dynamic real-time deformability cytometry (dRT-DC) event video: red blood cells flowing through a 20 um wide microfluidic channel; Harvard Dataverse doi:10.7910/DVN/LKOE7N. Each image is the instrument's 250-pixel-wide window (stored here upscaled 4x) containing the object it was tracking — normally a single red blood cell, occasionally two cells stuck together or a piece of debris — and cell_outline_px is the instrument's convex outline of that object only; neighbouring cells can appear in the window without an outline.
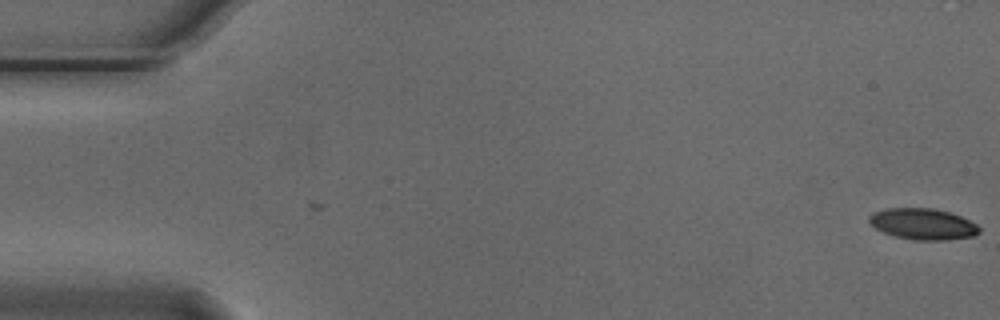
{"species": "Egyptian fruit bat (a non-hibernating species)", "species_latin": "Rousettus aegyptiacus", "temperature_condition": "cold", "stored_images_in_passage": 55, "camera_frame_rate_fps": 3000, "um_per_image_px": 0.085, "animal": {"sex": "male"}, "frame": {"image": 1, "passage_image": 1, "time_ms": 0.0, "image_size_px": [1000, 320], "cell_outline_px": [[980, 232], [972, 236], [944, 240], [912, 240], [896, 236], [884, 232], [876, 228], [868, 220], [868, 216], [872, 212], [884, 208], [932, 208], [948, 212], [960, 216], [976, 224], [980, 228]], "centroid_in_image_um": [78.41, 19.03], "position_along_channel_um": 6.6, "area_um2": 19.88}}
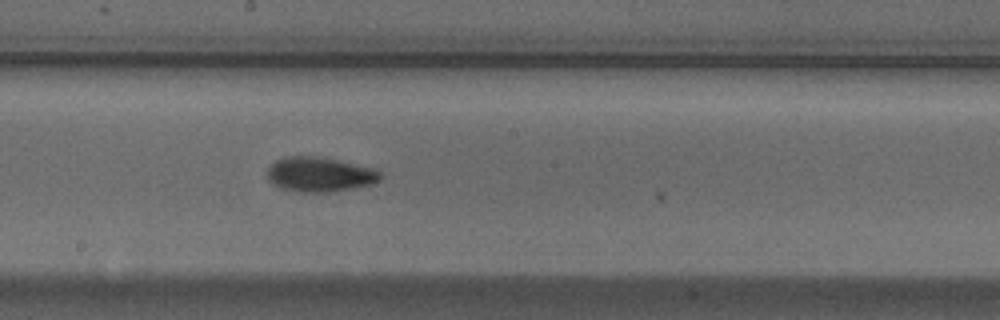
{"frame": {"image": 2, "passage_image": 30, "time_ms": 9.667, "image_size_px": [1000, 320], "cell_outline_px": [[380, 180], [372, 184], [328, 192], [300, 192], [280, 188], [272, 184], [268, 176], [268, 168], [276, 160], [284, 156], [316, 156], [376, 168], [380, 172]], "centroid_in_image_um": [27.16, 14.82], "position_along_channel_um": 221.0, "area_um2": 22.72}}
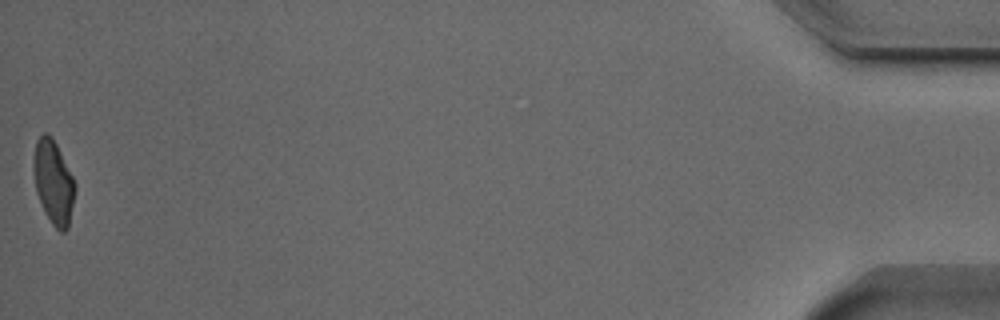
{"frame": {"image": 3, "passage_image": 55, "time_ms": 18.0, "image_size_px": [1000, 320], "cell_outline_px": [[76, 192], [68, 228], [64, 232], [60, 232], [52, 224], [44, 212], [36, 192], [36, 140], [44, 132], [48, 132], [52, 136], [76, 184]], "centroid_in_image_um": [4.6, 15.55], "position_along_channel_um": 430.6, "area_um2": 19.65}, "authors_computed_cell_mechanics": {"area_um2": 20.9814, "velocity_mm_per_s": 3.7443, "shape_relaxation_time_tau1_ms": 4.0256, "shape_relaxation_time_tau2_ms": 3.1332, "deformation_change_tau1": 0.1426, "deformation_change_tau2": 0.0788}}